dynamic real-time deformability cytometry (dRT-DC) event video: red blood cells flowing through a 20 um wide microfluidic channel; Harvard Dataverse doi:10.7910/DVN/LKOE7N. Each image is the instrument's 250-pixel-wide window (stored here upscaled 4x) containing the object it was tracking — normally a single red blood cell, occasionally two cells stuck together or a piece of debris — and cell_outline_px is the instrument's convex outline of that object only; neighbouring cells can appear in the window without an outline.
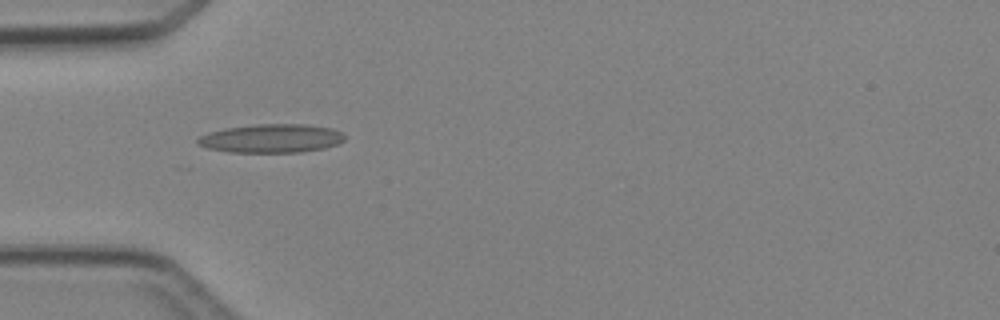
{"species": "Egyptian fruit bat (a non-hibernating species)", "species_latin": "Rousettus aegyptiacus", "temperature_condition": "cold", "stored_images_in_passage": 6, "camera_frame_rate_fps": 3000, "um_per_image_px": 0.085, "animal": {"sex": "female"}, "frame": {"image": 1, "passage_image": 5, "time_ms": 4.667, "image_size_px": [1000, 320], "cell_outline_px": [[344, 140], [336, 144], [324, 148], [300, 152], [228, 152], [208, 148], [196, 144], [196, 140], [200, 136], [208, 132], [224, 128], [256, 124], [304, 124], [332, 128], [340, 132], [344, 136]], "centroid_in_image_um": [23.02, 11.76], "position_along_channel_um": 62.0, "area_um2": 24.51}}
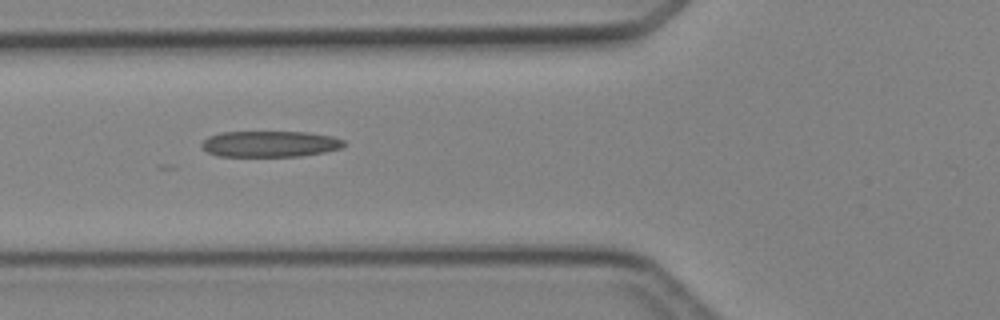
{"frame": {"image": 2, "passage_image": 6, "time_ms": 5.667, "image_size_px": [1000, 320], "cell_outline_px": [[344, 144], [340, 148], [324, 152], [300, 156], [216, 156], [208, 152], [200, 144], [208, 136], [224, 132], [308, 132], [332, 136], [344, 140]], "centroid_in_image_um": [22.94, 12.23], "position_along_channel_um": 102.9, "area_um2": 21.5}}